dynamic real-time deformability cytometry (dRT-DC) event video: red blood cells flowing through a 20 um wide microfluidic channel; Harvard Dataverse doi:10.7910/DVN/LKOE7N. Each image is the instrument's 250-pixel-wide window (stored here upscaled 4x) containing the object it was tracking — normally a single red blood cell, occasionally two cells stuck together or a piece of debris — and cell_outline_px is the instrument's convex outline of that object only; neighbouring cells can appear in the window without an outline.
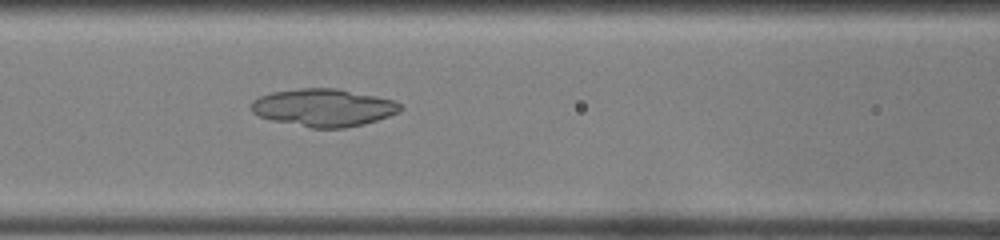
{"species": "common noctule bat (a hibernating species)", "species_latin": "Nyctalus noctula", "temperature_condition": "room temperature", "stored_images_in_passage": 50, "camera_frame_rate_fps": 3000, "um_per_image_px": 0.085, "animal": {"sex": "female", "body_mass_g": 22.0, "forearm_length_mm": 56.7}, "frame": {"image": 1, "passage_image": 23, "time_ms": 7.333, "image_size_px": [1000, 240], "cell_outline_px": [[404, 108], [400, 112], [376, 120], [344, 128], [312, 128], [272, 120], [260, 116], [252, 112], [252, 100], [260, 96], [272, 92], [300, 88], [336, 88], [396, 100]], "centroid_in_image_um": [27.52, 9.14], "position_along_channel_um": 139.1, "area_um2": 32.54}}
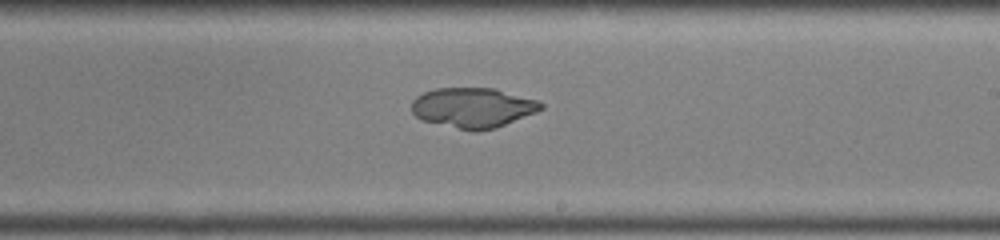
{"frame": {"image": 2, "passage_image": 31, "time_ms": 10.0, "image_size_px": [1000, 240], "cell_outline_px": [[544, 108], [536, 112], [496, 128], [476, 132], [472, 132], [420, 120], [412, 112], [412, 100], [416, 96], [424, 92], [436, 88], [496, 88], [540, 100], [544, 104]], "centroid_in_image_um": [40.22, 9.15], "position_along_channel_um": 248.8, "area_um2": 30.63}}
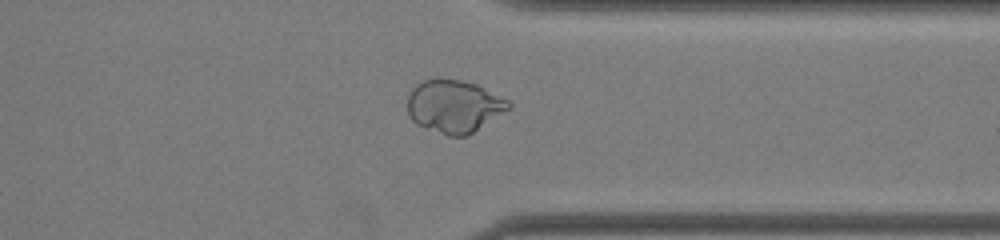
{"frame": {"image": 3, "passage_image": 40, "time_ms": 13.0, "image_size_px": [1000, 240], "cell_outline_px": [[512, 108], [468, 136], [448, 136], [416, 124], [408, 116], [408, 96], [412, 88], [416, 84], [424, 80], [436, 76], [440, 76], [460, 80], [476, 84], [508, 100], [512, 104]], "centroid_in_image_um": [38.59, 9.02], "position_along_channel_um": 372.8, "area_um2": 31.62}}